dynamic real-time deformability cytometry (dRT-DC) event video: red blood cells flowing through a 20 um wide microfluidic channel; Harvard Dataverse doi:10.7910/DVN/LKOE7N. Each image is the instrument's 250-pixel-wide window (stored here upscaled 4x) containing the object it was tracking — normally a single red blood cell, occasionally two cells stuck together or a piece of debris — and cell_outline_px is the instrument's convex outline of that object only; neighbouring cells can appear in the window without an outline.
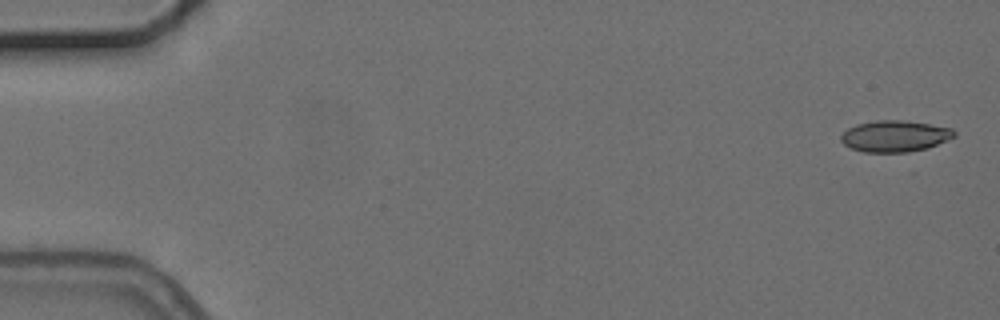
{"species": "common noctule bat (a hibernating species)", "species_latin": "Nyctalus noctula", "temperature_condition": "cold", "stored_images_in_passage": 4, "camera_frame_rate_fps": 3000, "um_per_image_px": 0.085, "animal": {"sex": "female", "body_mass_g": 24.6, "forearm_length_mm": 56.2}, "frame": {"image": 1, "passage_image": 1, "time_ms": 0.0, "image_size_px": [1000, 320], "cell_outline_px": [[956, 136], [928, 148], [908, 152], [864, 152], [852, 148], [844, 144], [840, 140], [840, 136], [848, 128], [856, 124], [876, 120], [900, 120], [928, 124], [952, 128], [956, 132]], "centroid_in_image_um": [76.06, 11.57], "position_along_channel_um": 8.9, "area_um2": 20.63}}
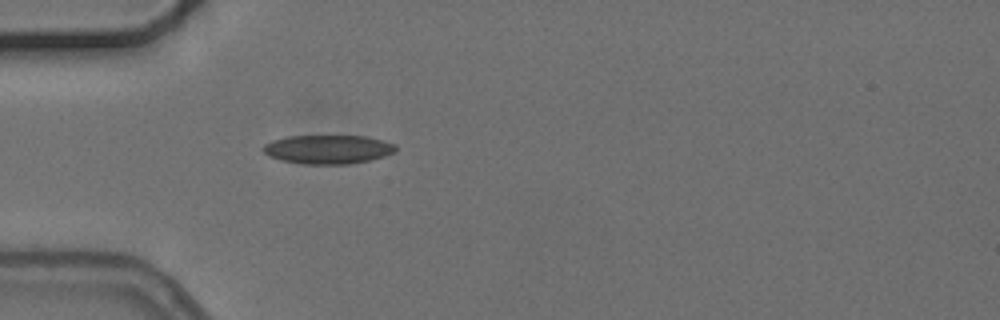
{"frame": {"image": 2, "passage_image": 4, "time_ms": 5.0, "image_size_px": [1000, 320], "cell_outline_px": [[396, 152], [384, 156], [368, 160], [348, 164], [304, 164], [280, 160], [268, 156], [264, 152], [264, 144], [272, 140], [288, 136], [364, 136], [384, 140], [396, 144]], "centroid_in_image_um": [27.89, 12.69], "position_along_channel_um": 57.1, "area_um2": 22.31}}